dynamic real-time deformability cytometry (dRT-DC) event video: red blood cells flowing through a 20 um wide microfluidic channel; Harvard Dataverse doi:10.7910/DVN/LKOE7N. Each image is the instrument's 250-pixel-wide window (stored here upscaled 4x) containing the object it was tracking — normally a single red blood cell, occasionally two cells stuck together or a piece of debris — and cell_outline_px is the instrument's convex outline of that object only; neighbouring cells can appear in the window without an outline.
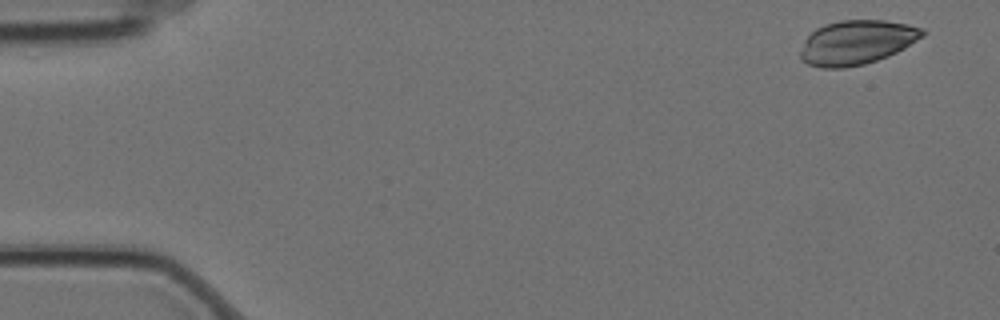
{"species": "Egyptian fruit bat (a non-hibernating species)", "species_latin": "Rousettus aegyptiacus", "temperature_condition": "cold", "stored_images_in_passage": 5, "camera_frame_rate_fps": 3000, "um_per_image_px": 0.085, "animal": {"sex": "female"}, "frame": {"image": 1, "passage_image": 1, "time_ms": 0.0, "image_size_px": [1000, 320], "cell_outline_px": [[928, 32], [924, 36], [904, 48], [888, 56], [864, 64], [844, 68], [820, 68], [808, 64], [800, 60], [800, 52], [804, 40], [816, 28], [824, 24], [840, 20], [884, 20], [908, 24], [924, 28]], "centroid_in_image_um": [72.82, 3.6], "position_along_channel_um": 12.2, "area_um2": 31.73}}